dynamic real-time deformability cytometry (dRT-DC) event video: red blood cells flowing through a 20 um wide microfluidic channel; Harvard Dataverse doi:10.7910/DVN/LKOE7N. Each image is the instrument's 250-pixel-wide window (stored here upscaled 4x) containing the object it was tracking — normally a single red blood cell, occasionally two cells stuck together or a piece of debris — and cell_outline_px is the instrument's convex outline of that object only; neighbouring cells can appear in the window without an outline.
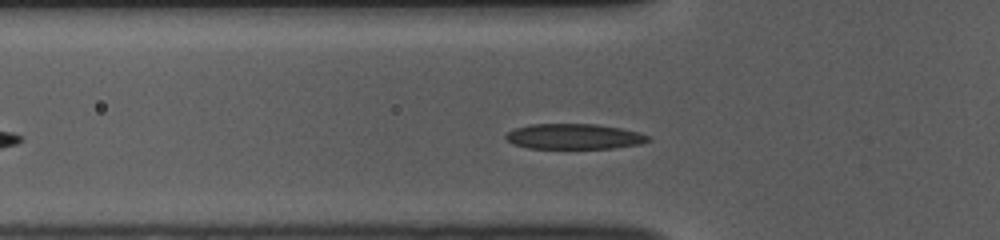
{"species": "common noctule bat (a hibernating species)", "species_latin": "Nyctalus noctula", "temperature_condition": "room temperature", "stored_images_in_passage": 41, "camera_frame_rate_fps": 3000, "um_per_image_px": 0.085, "animal": {"sex": "female", "body_mass_g": 10.0, "forearm_length_mm": 53.1}, "frame": {"image": 1, "passage_image": 10, "time_ms": 3.0, "image_size_px": [1000, 240], "cell_outline_px": [[652, 140], [640, 144], [612, 148], [528, 148], [516, 144], [508, 140], [504, 136], [512, 128], [532, 124], [596, 124], [620, 128], [640, 132], [648, 136]], "centroid_in_image_um": [48.81, 11.59], "position_along_channel_um": 77.0, "area_um2": 20.98}}
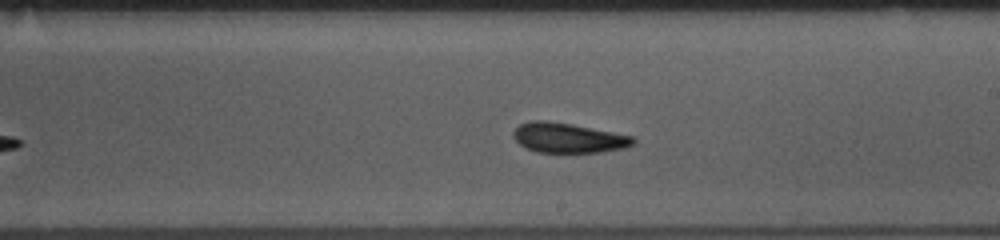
{"frame": {"image": 2, "passage_image": 23, "time_ms": 7.333, "image_size_px": [1000, 240], "cell_outline_px": [[636, 144], [624, 148], [600, 152], [536, 152], [520, 144], [512, 136], [512, 132], [520, 124], [528, 120], [548, 120], [572, 124], [636, 136]], "centroid_in_image_um": [48.34, 11.7], "position_along_channel_um": 240.7, "area_um2": 21.1}}
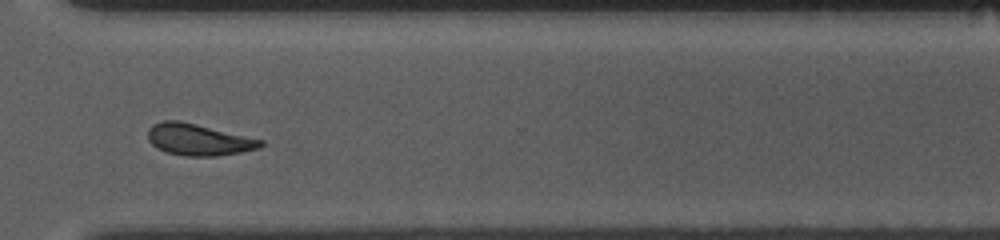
{"frame": {"image": 3, "passage_image": 32, "time_ms": 10.333, "image_size_px": [1000, 240], "cell_outline_px": [[264, 144], [260, 148], [240, 152], [216, 156], [184, 156], [164, 152], [156, 148], [148, 140], [148, 128], [152, 124], [164, 120], [180, 120], [264, 140]], "centroid_in_image_um": [16.84, 11.87], "position_along_channel_um": 353.8, "area_um2": 20.92}}